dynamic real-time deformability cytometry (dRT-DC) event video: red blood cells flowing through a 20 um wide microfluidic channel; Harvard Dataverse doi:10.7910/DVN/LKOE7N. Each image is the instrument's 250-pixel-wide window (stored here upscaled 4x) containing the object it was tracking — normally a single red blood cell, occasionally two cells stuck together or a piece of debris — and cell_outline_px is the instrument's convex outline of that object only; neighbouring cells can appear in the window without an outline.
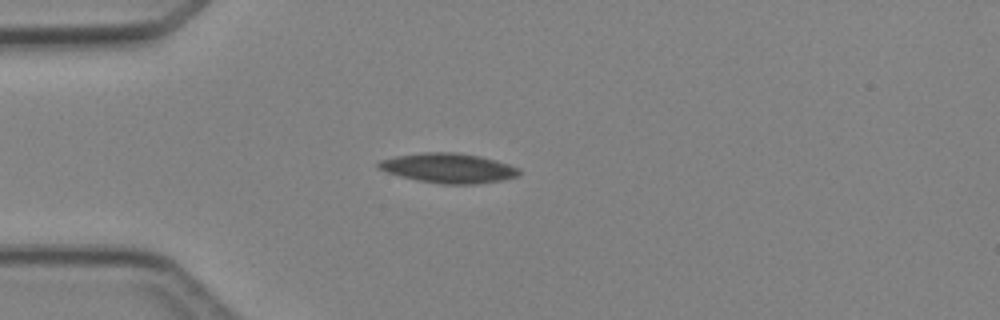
{"species": "Egyptian fruit bat (a non-hibernating species)", "species_latin": "Rousettus aegyptiacus", "temperature_condition": "cold", "stored_images_in_passage": 3, "camera_frame_rate_fps": 3000, "um_per_image_px": 0.085, "animal": {"sex": "female"}, "frame": {"image": 1, "passage_image": 3, "time_ms": 3.0, "image_size_px": [1000, 320], "cell_outline_px": [[520, 172], [516, 176], [504, 180], [476, 184], [440, 184], [416, 180], [400, 176], [388, 172], [380, 168], [376, 164], [380, 160], [396, 156], [420, 152], [460, 152], [480, 156], [496, 160], [520, 168]], "centroid_in_image_um": [38.13, 14.28], "position_along_channel_um": 46.9, "area_um2": 24.45}}